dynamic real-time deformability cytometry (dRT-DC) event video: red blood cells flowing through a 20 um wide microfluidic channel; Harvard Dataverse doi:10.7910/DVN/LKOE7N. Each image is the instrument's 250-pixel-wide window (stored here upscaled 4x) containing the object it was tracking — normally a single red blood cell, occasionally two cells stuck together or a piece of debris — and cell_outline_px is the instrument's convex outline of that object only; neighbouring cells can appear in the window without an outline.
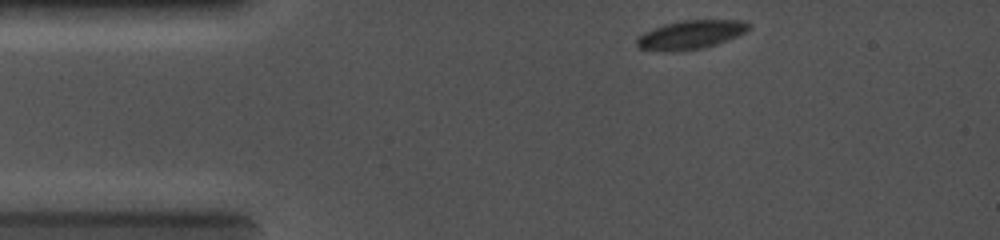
{"species": "common noctule bat (a hibernating species)", "species_latin": "Nyctalus noctula", "temperature_condition": "cold", "stored_images_in_passage": 15, "camera_frame_rate_fps": 5000, "um_per_image_px": 0.085, "animal": {"sex": "female", "body_mass_g": 19.0, "forearm_length_mm": 56.7}, "frame": {"image": 1, "passage_image": 1, "time_ms": 0.0, "image_size_px": [1000, 240], "cell_outline_px": [[752, 28], [736, 36], [716, 44], [700, 48], [672, 52], [664, 52], [640, 48], [636, 44], [636, 36], [644, 32], [664, 24], [684, 20], [744, 20], [752, 24]], "centroid_in_image_um": [58.7, 2.94], "position_along_channel_um": 26.3, "area_um2": 18.79}}
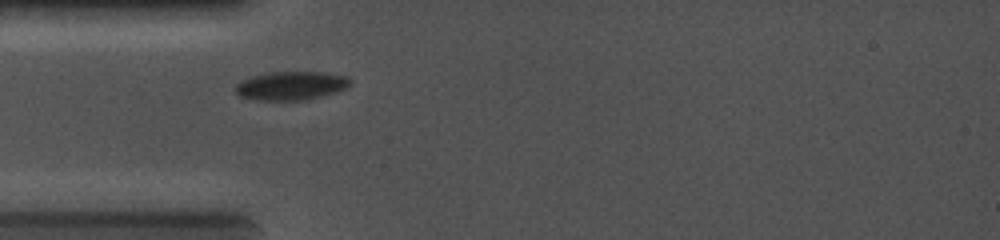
{"frame": {"image": 2, "passage_image": 14, "time_ms": 1.8, "image_size_px": [1000, 240], "cell_outline_px": [[352, 84], [336, 92], [308, 100], [260, 100], [240, 96], [236, 92], [236, 84], [252, 76], [268, 72], [324, 72], [348, 76], [352, 80]], "centroid_in_image_um": [24.8, 7.28], "position_along_channel_um": 60.2, "area_um2": 19.13}}